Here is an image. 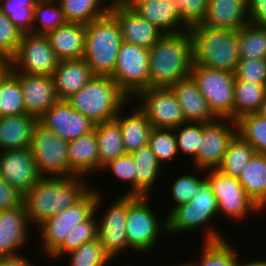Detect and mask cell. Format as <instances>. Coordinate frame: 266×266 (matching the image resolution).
Wrapping results in <instances>:
<instances>
[{
  "label": "cell",
  "instance_id": "cell-44",
  "mask_svg": "<svg viewBox=\"0 0 266 266\" xmlns=\"http://www.w3.org/2000/svg\"><path fill=\"white\" fill-rule=\"evenodd\" d=\"M38 0H0V10L23 33H32L34 7Z\"/></svg>",
  "mask_w": 266,
  "mask_h": 266
},
{
  "label": "cell",
  "instance_id": "cell-15",
  "mask_svg": "<svg viewBox=\"0 0 266 266\" xmlns=\"http://www.w3.org/2000/svg\"><path fill=\"white\" fill-rule=\"evenodd\" d=\"M236 134V123L229 118H218L215 121L203 123V136L197 150V168L217 169L229 142Z\"/></svg>",
  "mask_w": 266,
  "mask_h": 266
},
{
  "label": "cell",
  "instance_id": "cell-6",
  "mask_svg": "<svg viewBox=\"0 0 266 266\" xmlns=\"http://www.w3.org/2000/svg\"><path fill=\"white\" fill-rule=\"evenodd\" d=\"M85 50L83 59L93 75L111 76L117 64L122 43L120 26L108 12L85 25Z\"/></svg>",
  "mask_w": 266,
  "mask_h": 266
},
{
  "label": "cell",
  "instance_id": "cell-34",
  "mask_svg": "<svg viewBox=\"0 0 266 266\" xmlns=\"http://www.w3.org/2000/svg\"><path fill=\"white\" fill-rule=\"evenodd\" d=\"M266 97V84H253L235 78L233 120L239 117L257 113Z\"/></svg>",
  "mask_w": 266,
  "mask_h": 266
},
{
  "label": "cell",
  "instance_id": "cell-47",
  "mask_svg": "<svg viewBox=\"0 0 266 266\" xmlns=\"http://www.w3.org/2000/svg\"><path fill=\"white\" fill-rule=\"evenodd\" d=\"M23 32L0 10V62L9 63L17 50Z\"/></svg>",
  "mask_w": 266,
  "mask_h": 266
},
{
  "label": "cell",
  "instance_id": "cell-13",
  "mask_svg": "<svg viewBox=\"0 0 266 266\" xmlns=\"http://www.w3.org/2000/svg\"><path fill=\"white\" fill-rule=\"evenodd\" d=\"M59 59L46 35L23 33L13 59L10 72L52 76Z\"/></svg>",
  "mask_w": 266,
  "mask_h": 266
},
{
  "label": "cell",
  "instance_id": "cell-20",
  "mask_svg": "<svg viewBox=\"0 0 266 266\" xmlns=\"http://www.w3.org/2000/svg\"><path fill=\"white\" fill-rule=\"evenodd\" d=\"M30 227L32 228L23 203L12 209L1 210L0 257L22 255L18 251H22L23 247L29 245L28 240H31L29 239L31 232Z\"/></svg>",
  "mask_w": 266,
  "mask_h": 266
},
{
  "label": "cell",
  "instance_id": "cell-9",
  "mask_svg": "<svg viewBox=\"0 0 266 266\" xmlns=\"http://www.w3.org/2000/svg\"><path fill=\"white\" fill-rule=\"evenodd\" d=\"M149 49L122 41L117 64L110 76L130 99L149 88Z\"/></svg>",
  "mask_w": 266,
  "mask_h": 266
},
{
  "label": "cell",
  "instance_id": "cell-17",
  "mask_svg": "<svg viewBox=\"0 0 266 266\" xmlns=\"http://www.w3.org/2000/svg\"><path fill=\"white\" fill-rule=\"evenodd\" d=\"M0 177L22 195L41 178L29 148L0 151Z\"/></svg>",
  "mask_w": 266,
  "mask_h": 266
},
{
  "label": "cell",
  "instance_id": "cell-43",
  "mask_svg": "<svg viewBox=\"0 0 266 266\" xmlns=\"http://www.w3.org/2000/svg\"><path fill=\"white\" fill-rule=\"evenodd\" d=\"M179 131V132H178ZM178 153L192 156L191 167L197 168V150L203 136V123L186 122L174 128Z\"/></svg>",
  "mask_w": 266,
  "mask_h": 266
},
{
  "label": "cell",
  "instance_id": "cell-36",
  "mask_svg": "<svg viewBox=\"0 0 266 266\" xmlns=\"http://www.w3.org/2000/svg\"><path fill=\"white\" fill-rule=\"evenodd\" d=\"M226 238L216 241H203L199 262H187V266H239L241 257ZM238 254V255H237Z\"/></svg>",
  "mask_w": 266,
  "mask_h": 266
},
{
  "label": "cell",
  "instance_id": "cell-7",
  "mask_svg": "<svg viewBox=\"0 0 266 266\" xmlns=\"http://www.w3.org/2000/svg\"><path fill=\"white\" fill-rule=\"evenodd\" d=\"M150 200L149 196L127 195L126 236L129 246L140 255L152 253L160 235H167L166 217L160 220Z\"/></svg>",
  "mask_w": 266,
  "mask_h": 266
},
{
  "label": "cell",
  "instance_id": "cell-5",
  "mask_svg": "<svg viewBox=\"0 0 266 266\" xmlns=\"http://www.w3.org/2000/svg\"><path fill=\"white\" fill-rule=\"evenodd\" d=\"M129 98L110 76L94 75L78 92L66 99L67 103L92 122L115 119Z\"/></svg>",
  "mask_w": 266,
  "mask_h": 266
},
{
  "label": "cell",
  "instance_id": "cell-29",
  "mask_svg": "<svg viewBox=\"0 0 266 266\" xmlns=\"http://www.w3.org/2000/svg\"><path fill=\"white\" fill-rule=\"evenodd\" d=\"M127 104L128 103L120 109L115 120L119 123L121 128L125 151L126 153L131 154L148 143L152 126L147 119L146 114L138 106H136L135 109H130L133 111L126 114L127 116L124 115V107H126Z\"/></svg>",
  "mask_w": 266,
  "mask_h": 266
},
{
  "label": "cell",
  "instance_id": "cell-54",
  "mask_svg": "<svg viewBox=\"0 0 266 266\" xmlns=\"http://www.w3.org/2000/svg\"><path fill=\"white\" fill-rule=\"evenodd\" d=\"M239 266H266V260H254V261H249V262H242L240 263Z\"/></svg>",
  "mask_w": 266,
  "mask_h": 266
},
{
  "label": "cell",
  "instance_id": "cell-18",
  "mask_svg": "<svg viewBox=\"0 0 266 266\" xmlns=\"http://www.w3.org/2000/svg\"><path fill=\"white\" fill-rule=\"evenodd\" d=\"M38 121L68 142L90 133L95 125L89 118L73 109L66 100H58Z\"/></svg>",
  "mask_w": 266,
  "mask_h": 266
},
{
  "label": "cell",
  "instance_id": "cell-48",
  "mask_svg": "<svg viewBox=\"0 0 266 266\" xmlns=\"http://www.w3.org/2000/svg\"><path fill=\"white\" fill-rule=\"evenodd\" d=\"M135 163L131 154L126 153L114 160L109 161L102 167V171H110L121 182H126L130 185L127 191L123 195H135L136 196V171Z\"/></svg>",
  "mask_w": 266,
  "mask_h": 266
},
{
  "label": "cell",
  "instance_id": "cell-42",
  "mask_svg": "<svg viewBox=\"0 0 266 266\" xmlns=\"http://www.w3.org/2000/svg\"><path fill=\"white\" fill-rule=\"evenodd\" d=\"M66 255L69 256V266H108V263L113 261L98 238L83 243Z\"/></svg>",
  "mask_w": 266,
  "mask_h": 266
},
{
  "label": "cell",
  "instance_id": "cell-50",
  "mask_svg": "<svg viewBox=\"0 0 266 266\" xmlns=\"http://www.w3.org/2000/svg\"><path fill=\"white\" fill-rule=\"evenodd\" d=\"M182 22L189 28L204 20L208 0H175Z\"/></svg>",
  "mask_w": 266,
  "mask_h": 266
},
{
  "label": "cell",
  "instance_id": "cell-1",
  "mask_svg": "<svg viewBox=\"0 0 266 266\" xmlns=\"http://www.w3.org/2000/svg\"><path fill=\"white\" fill-rule=\"evenodd\" d=\"M87 177H41L23 195V204L30 225L37 228L46 219L55 216L66 208L74 206L91 189Z\"/></svg>",
  "mask_w": 266,
  "mask_h": 266
},
{
  "label": "cell",
  "instance_id": "cell-55",
  "mask_svg": "<svg viewBox=\"0 0 266 266\" xmlns=\"http://www.w3.org/2000/svg\"><path fill=\"white\" fill-rule=\"evenodd\" d=\"M125 7L132 9L137 3H142L147 0H118Z\"/></svg>",
  "mask_w": 266,
  "mask_h": 266
},
{
  "label": "cell",
  "instance_id": "cell-53",
  "mask_svg": "<svg viewBox=\"0 0 266 266\" xmlns=\"http://www.w3.org/2000/svg\"><path fill=\"white\" fill-rule=\"evenodd\" d=\"M0 266H37L28 258L17 255L14 257H0Z\"/></svg>",
  "mask_w": 266,
  "mask_h": 266
},
{
  "label": "cell",
  "instance_id": "cell-32",
  "mask_svg": "<svg viewBox=\"0 0 266 266\" xmlns=\"http://www.w3.org/2000/svg\"><path fill=\"white\" fill-rule=\"evenodd\" d=\"M246 193L263 210L266 209V154L255 153L238 177Z\"/></svg>",
  "mask_w": 266,
  "mask_h": 266
},
{
  "label": "cell",
  "instance_id": "cell-26",
  "mask_svg": "<svg viewBox=\"0 0 266 266\" xmlns=\"http://www.w3.org/2000/svg\"><path fill=\"white\" fill-rule=\"evenodd\" d=\"M46 36L59 60L83 58L86 37L84 24L66 22Z\"/></svg>",
  "mask_w": 266,
  "mask_h": 266
},
{
  "label": "cell",
  "instance_id": "cell-41",
  "mask_svg": "<svg viewBox=\"0 0 266 266\" xmlns=\"http://www.w3.org/2000/svg\"><path fill=\"white\" fill-rule=\"evenodd\" d=\"M235 123L237 134L249 142L256 153L266 154V118L251 113L239 117Z\"/></svg>",
  "mask_w": 266,
  "mask_h": 266
},
{
  "label": "cell",
  "instance_id": "cell-30",
  "mask_svg": "<svg viewBox=\"0 0 266 266\" xmlns=\"http://www.w3.org/2000/svg\"><path fill=\"white\" fill-rule=\"evenodd\" d=\"M102 192H99V189L96 190V204L94 213L83 222L76 224L66 235L63 242L48 256V258L52 259H62L63 255L68 252L77 249L83 243L92 241L98 238V221H97V213H100L99 209L102 207L103 195ZM100 207V208H99Z\"/></svg>",
  "mask_w": 266,
  "mask_h": 266
},
{
  "label": "cell",
  "instance_id": "cell-16",
  "mask_svg": "<svg viewBox=\"0 0 266 266\" xmlns=\"http://www.w3.org/2000/svg\"><path fill=\"white\" fill-rule=\"evenodd\" d=\"M114 199V201H111V206L109 205L103 214L100 213L101 216H98L99 219L97 218L98 239L104 250L113 260L117 259V255H122V252L128 248L133 250L128 244L125 230L127 195L121 194L116 196Z\"/></svg>",
  "mask_w": 266,
  "mask_h": 266
},
{
  "label": "cell",
  "instance_id": "cell-45",
  "mask_svg": "<svg viewBox=\"0 0 266 266\" xmlns=\"http://www.w3.org/2000/svg\"><path fill=\"white\" fill-rule=\"evenodd\" d=\"M148 144L161 166L165 165L164 163L167 161L176 160L179 154L174 129L172 128H152Z\"/></svg>",
  "mask_w": 266,
  "mask_h": 266
},
{
  "label": "cell",
  "instance_id": "cell-2",
  "mask_svg": "<svg viewBox=\"0 0 266 266\" xmlns=\"http://www.w3.org/2000/svg\"><path fill=\"white\" fill-rule=\"evenodd\" d=\"M149 58V87H170L190 77L193 51L189 31L164 34L149 49Z\"/></svg>",
  "mask_w": 266,
  "mask_h": 266
},
{
  "label": "cell",
  "instance_id": "cell-27",
  "mask_svg": "<svg viewBox=\"0 0 266 266\" xmlns=\"http://www.w3.org/2000/svg\"><path fill=\"white\" fill-rule=\"evenodd\" d=\"M70 176L88 177L99 171V153L95 131L68 142Z\"/></svg>",
  "mask_w": 266,
  "mask_h": 266
},
{
  "label": "cell",
  "instance_id": "cell-33",
  "mask_svg": "<svg viewBox=\"0 0 266 266\" xmlns=\"http://www.w3.org/2000/svg\"><path fill=\"white\" fill-rule=\"evenodd\" d=\"M93 130L97 137L99 170L101 171L105 164L126 154V151L122 141L121 128L115 119L96 123Z\"/></svg>",
  "mask_w": 266,
  "mask_h": 266
},
{
  "label": "cell",
  "instance_id": "cell-12",
  "mask_svg": "<svg viewBox=\"0 0 266 266\" xmlns=\"http://www.w3.org/2000/svg\"><path fill=\"white\" fill-rule=\"evenodd\" d=\"M96 189L92 188L74 206L66 208L46 219L37 227L40 232L39 244L41 251L47 257L63 242L69 231L78 223L86 221L95 210Z\"/></svg>",
  "mask_w": 266,
  "mask_h": 266
},
{
  "label": "cell",
  "instance_id": "cell-46",
  "mask_svg": "<svg viewBox=\"0 0 266 266\" xmlns=\"http://www.w3.org/2000/svg\"><path fill=\"white\" fill-rule=\"evenodd\" d=\"M196 173L194 174H182L181 176L179 175L176 177L177 179H174V182L170 188L171 195L169 197H172L171 199L173 200L174 207H171L172 209L168 212V214L175 208H177L180 205L189 203L194 196L197 194V190L199 187V184L206 178V174L204 176L205 170L195 168ZM199 176L197 175L198 173ZM201 173V174H200ZM203 173V174H202Z\"/></svg>",
  "mask_w": 266,
  "mask_h": 266
},
{
  "label": "cell",
  "instance_id": "cell-14",
  "mask_svg": "<svg viewBox=\"0 0 266 266\" xmlns=\"http://www.w3.org/2000/svg\"><path fill=\"white\" fill-rule=\"evenodd\" d=\"M134 98L139 101L137 105L146 114L152 128L174 129L186 123L182 108L170 87H149Z\"/></svg>",
  "mask_w": 266,
  "mask_h": 266
},
{
  "label": "cell",
  "instance_id": "cell-35",
  "mask_svg": "<svg viewBox=\"0 0 266 266\" xmlns=\"http://www.w3.org/2000/svg\"><path fill=\"white\" fill-rule=\"evenodd\" d=\"M67 22L86 25L109 12L111 3L106 0H56ZM105 5H104V2ZM102 4V5H101Z\"/></svg>",
  "mask_w": 266,
  "mask_h": 266
},
{
  "label": "cell",
  "instance_id": "cell-28",
  "mask_svg": "<svg viewBox=\"0 0 266 266\" xmlns=\"http://www.w3.org/2000/svg\"><path fill=\"white\" fill-rule=\"evenodd\" d=\"M38 119L29 114L0 117V151L29 148Z\"/></svg>",
  "mask_w": 266,
  "mask_h": 266
},
{
  "label": "cell",
  "instance_id": "cell-11",
  "mask_svg": "<svg viewBox=\"0 0 266 266\" xmlns=\"http://www.w3.org/2000/svg\"><path fill=\"white\" fill-rule=\"evenodd\" d=\"M211 190L217 199L219 215L235 222H244L251 212L263 211L246 193L237 177L221 173L218 169L205 170Z\"/></svg>",
  "mask_w": 266,
  "mask_h": 266
},
{
  "label": "cell",
  "instance_id": "cell-4",
  "mask_svg": "<svg viewBox=\"0 0 266 266\" xmlns=\"http://www.w3.org/2000/svg\"><path fill=\"white\" fill-rule=\"evenodd\" d=\"M197 194L186 204L173 209L166 216L167 236L205 228L203 241H216L225 238L216 227L209 224L219 216L218 202L211 190V185L205 178L198 187ZM207 224V225H206ZM210 227H209V226Z\"/></svg>",
  "mask_w": 266,
  "mask_h": 266
},
{
  "label": "cell",
  "instance_id": "cell-38",
  "mask_svg": "<svg viewBox=\"0 0 266 266\" xmlns=\"http://www.w3.org/2000/svg\"><path fill=\"white\" fill-rule=\"evenodd\" d=\"M255 153L253 146L236 134L229 142L223 160L217 169L225 175L238 178L248 160Z\"/></svg>",
  "mask_w": 266,
  "mask_h": 266
},
{
  "label": "cell",
  "instance_id": "cell-25",
  "mask_svg": "<svg viewBox=\"0 0 266 266\" xmlns=\"http://www.w3.org/2000/svg\"><path fill=\"white\" fill-rule=\"evenodd\" d=\"M89 65L82 59L59 60L52 78L59 100L78 92L92 77Z\"/></svg>",
  "mask_w": 266,
  "mask_h": 266
},
{
  "label": "cell",
  "instance_id": "cell-40",
  "mask_svg": "<svg viewBox=\"0 0 266 266\" xmlns=\"http://www.w3.org/2000/svg\"><path fill=\"white\" fill-rule=\"evenodd\" d=\"M23 92L19 80L9 71L0 80V117L25 114Z\"/></svg>",
  "mask_w": 266,
  "mask_h": 266
},
{
  "label": "cell",
  "instance_id": "cell-56",
  "mask_svg": "<svg viewBox=\"0 0 266 266\" xmlns=\"http://www.w3.org/2000/svg\"><path fill=\"white\" fill-rule=\"evenodd\" d=\"M10 71L9 63L0 62V80Z\"/></svg>",
  "mask_w": 266,
  "mask_h": 266
},
{
  "label": "cell",
  "instance_id": "cell-10",
  "mask_svg": "<svg viewBox=\"0 0 266 266\" xmlns=\"http://www.w3.org/2000/svg\"><path fill=\"white\" fill-rule=\"evenodd\" d=\"M190 77L218 118L233 120L234 73L192 64Z\"/></svg>",
  "mask_w": 266,
  "mask_h": 266
},
{
  "label": "cell",
  "instance_id": "cell-52",
  "mask_svg": "<svg viewBox=\"0 0 266 266\" xmlns=\"http://www.w3.org/2000/svg\"><path fill=\"white\" fill-rule=\"evenodd\" d=\"M247 15L249 23L266 26V0H248Z\"/></svg>",
  "mask_w": 266,
  "mask_h": 266
},
{
  "label": "cell",
  "instance_id": "cell-49",
  "mask_svg": "<svg viewBox=\"0 0 266 266\" xmlns=\"http://www.w3.org/2000/svg\"><path fill=\"white\" fill-rule=\"evenodd\" d=\"M234 77L253 84H266V59H239Z\"/></svg>",
  "mask_w": 266,
  "mask_h": 266
},
{
  "label": "cell",
  "instance_id": "cell-22",
  "mask_svg": "<svg viewBox=\"0 0 266 266\" xmlns=\"http://www.w3.org/2000/svg\"><path fill=\"white\" fill-rule=\"evenodd\" d=\"M179 102L186 122L209 123L218 119L191 77L170 86Z\"/></svg>",
  "mask_w": 266,
  "mask_h": 266
},
{
  "label": "cell",
  "instance_id": "cell-19",
  "mask_svg": "<svg viewBox=\"0 0 266 266\" xmlns=\"http://www.w3.org/2000/svg\"><path fill=\"white\" fill-rule=\"evenodd\" d=\"M109 12L116 18L122 41L150 49L164 35L159 29L140 17L133 9L118 0H111Z\"/></svg>",
  "mask_w": 266,
  "mask_h": 266
},
{
  "label": "cell",
  "instance_id": "cell-37",
  "mask_svg": "<svg viewBox=\"0 0 266 266\" xmlns=\"http://www.w3.org/2000/svg\"><path fill=\"white\" fill-rule=\"evenodd\" d=\"M240 59H266V26L247 23L237 31Z\"/></svg>",
  "mask_w": 266,
  "mask_h": 266
},
{
  "label": "cell",
  "instance_id": "cell-8",
  "mask_svg": "<svg viewBox=\"0 0 266 266\" xmlns=\"http://www.w3.org/2000/svg\"><path fill=\"white\" fill-rule=\"evenodd\" d=\"M41 177H70L68 141L36 123L29 146Z\"/></svg>",
  "mask_w": 266,
  "mask_h": 266
},
{
  "label": "cell",
  "instance_id": "cell-3",
  "mask_svg": "<svg viewBox=\"0 0 266 266\" xmlns=\"http://www.w3.org/2000/svg\"><path fill=\"white\" fill-rule=\"evenodd\" d=\"M192 39L193 63L234 73L239 62L237 31L196 24L188 29Z\"/></svg>",
  "mask_w": 266,
  "mask_h": 266
},
{
  "label": "cell",
  "instance_id": "cell-21",
  "mask_svg": "<svg viewBox=\"0 0 266 266\" xmlns=\"http://www.w3.org/2000/svg\"><path fill=\"white\" fill-rule=\"evenodd\" d=\"M11 73L20 82L26 114L39 119L59 100L52 76Z\"/></svg>",
  "mask_w": 266,
  "mask_h": 266
},
{
  "label": "cell",
  "instance_id": "cell-24",
  "mask_svg": "<svg viewBox=\"0 0 266 266\" xmlns=\"http://www.w3.org/2000/svg\"><path fill=\"white\" fill-rule=\"evenodd\" d=\"M132 9L163 34H177L189 29L181 20L175 0H147Z\"/></svg>",
  "mask_w": 266,
  "mask_h": 266
},
{
  "label": "cell",
  "instance_id": "cell-57",
  "mask_svg": "<svg viewBox=\"0 0 266 266\" xmlns=\"http://www.w3.org/2000/svg\"><path fill=\"white\" fill-rule=\"evenodd\" d=\"M260 116L266 118V97L265 100L262 102L259 111L257 112Z\"/></svg>",
  "mask_w": 266,
  "mask_h": 266
},
{
  "label": "cell",
  "instance_id": "cell-23",
  "mask_svg": "<svg viewBox=\"0 0 266 266\" xmlns=\"http://www.w3.org/2000/svg\"><path fill=\"white\" fill-rule=\"evenodd\" d=\"M248 0H208L207 12L201 25L238 31L249 23Z\"/></svg>",
  "mask_w": 266,
  "mask_h": 266
},
{
  "label": "cell",
  "instance_id": "cell-39",
  "mask_svg": "<svg viewBox=\"0 0 266 266\" xmlns=\"http://www.w3.org/2000/svg\"><path fill=\"white\" fill-rule=\"evenodd\" d=\"M66 22L63 11L56 0H38L36 2L32 33L46 35Z\"/></svg>",
  "mask_w": 266,
  "mask_h": 266
},
{
  "label": "cell",
  "instance_id": "cell-31",
  "mask_svg": "<svg viewBox=\"0 0 266 266\" xmlns=\"http://www.w3.org/2000/svg\"><path fill=\"white\" fill-rule=\"evenodd\" d=\"M131 156L136 166V196L150 197L152 187L159 180L158 177H161L160 171L163 173L164 167L157 161L148 143L132 152Z\"/></svg>",
  "mask_w": 266,
  "mask_h": 266
},
{
  "label": "cell",
  "instance_id": "cell-51",
  "mask_svg": "<svg viewBox=\"0 0 266 266\" xmlns=\"http://www.w3.org/2000/svg\"><path fill=\"white\" fill-rule=\"evenodd\" d=\"M23 195L0 177V211L20 206Z\"/></svg>",
  "mask_w": 266,
  "mask_h": 266
},
{
  "label": "cell",
  "instance_id": "cell-58",
  "mask_svg": "<svg viewBox=\"0 0 266 266\" xmlns=\"http://www.w3.org/2000/svg\"><path fill=\"white\" fill-rule=\"evenodd\" d=\"M172 266V265H171ZM173 266H187V262L186 263H180L178 265H173Z\"/></svg>",
  "mask_w": 266,
  "mask_h": 266
}]
</instances>
